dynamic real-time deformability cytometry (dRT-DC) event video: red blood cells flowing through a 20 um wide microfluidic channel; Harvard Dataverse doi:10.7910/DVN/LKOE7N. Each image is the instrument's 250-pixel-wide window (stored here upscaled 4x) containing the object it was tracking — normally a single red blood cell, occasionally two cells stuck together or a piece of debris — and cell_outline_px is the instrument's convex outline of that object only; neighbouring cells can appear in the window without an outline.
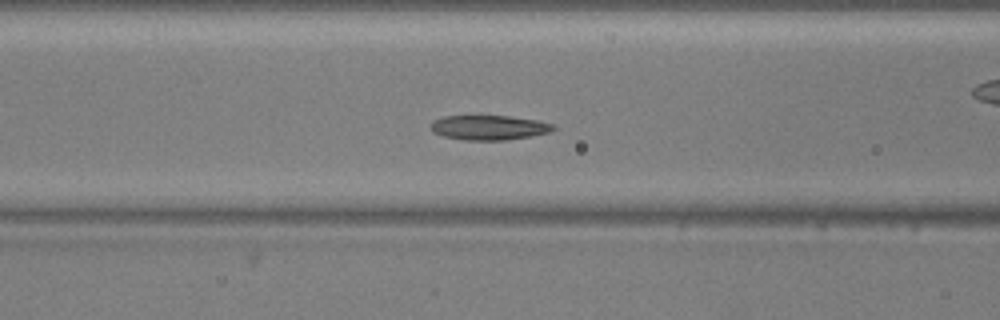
{"species": "common noctule bat (a hibernating species)", "species_latin": "Nyctalus noctula", "temperature_condition": "warm", "stored_images_in_passage": 56, "camera_frame_rate_fps": 3000, "um_per_image_px": 0.085, "animal": {"sex": "male", "body_mass_g": 20.5, "forearm_length_mm": 52.5}, "frame": {"image": 1, "passage_image": 22, "time_ms": 7.0, "image_size_px": [1000, 320], "cell_outline_px": [[556, 128], [548, 132], [532, 136], [508, 140], [464, 140], [444, 136], [432, 132], [428, 128], [432, 120], [444, 116], [476, 112], [508, 116], [536, 120], [556, 124]], "centroid_in_image_um": [41.48, 10.79], "position_along_channel_um": 125.1, "area_um2": 18.73}}
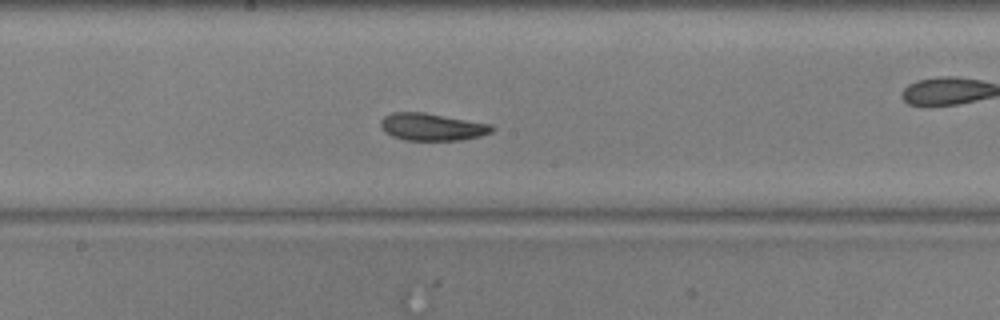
{"frame": {"image": 2, "passage_image": 29, "time_ms": 9.333, "image_size_px": [1000, 320], "cell_outline_px": [[496, 128], [492, 132], [480, 136], [464, 140], [404, 140], [392, 136], [384, 132], [380, 128], [380, 120], [384, 116], [392, 112], [424, 112], [492, 124]], "centroid_in_image_um": [36.72, 10.79], "position_along_channel_um": 211.5, "area_um2": 17.98}}
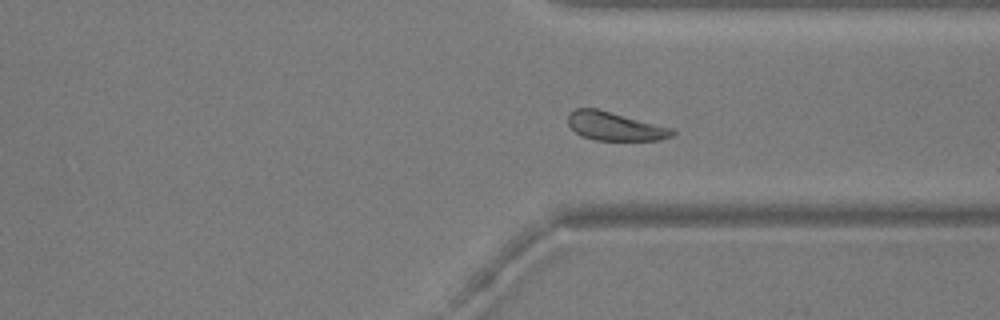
{"frame": {"image": 3, "passage_image": 41, "time_ms": 13.333, "image_size_px": [1000, 320], "cell_outline_px": [[676, 132], [672, 136], [660, 140], [596, 140], [580, 136], [568, 124], [568, 116], [576, 108], [596, 108], [672, 128]], "centroid_in_image_um": [52.26, 10.74], "position_along_channel_um": 359.1, "area_um2": 17.17}, "authors_computed_cell_mechanics": {"area_um2": 18.6983, "velocity_mm_per_s": 3.7035, "shape_relaxation_time_tau1_ms": 4.9886, "shape_relaxation_time_tau2_ms": 9.0482, "deformation_change_tau1": 0.124, "deformation_change_tau2": 0.1836}}